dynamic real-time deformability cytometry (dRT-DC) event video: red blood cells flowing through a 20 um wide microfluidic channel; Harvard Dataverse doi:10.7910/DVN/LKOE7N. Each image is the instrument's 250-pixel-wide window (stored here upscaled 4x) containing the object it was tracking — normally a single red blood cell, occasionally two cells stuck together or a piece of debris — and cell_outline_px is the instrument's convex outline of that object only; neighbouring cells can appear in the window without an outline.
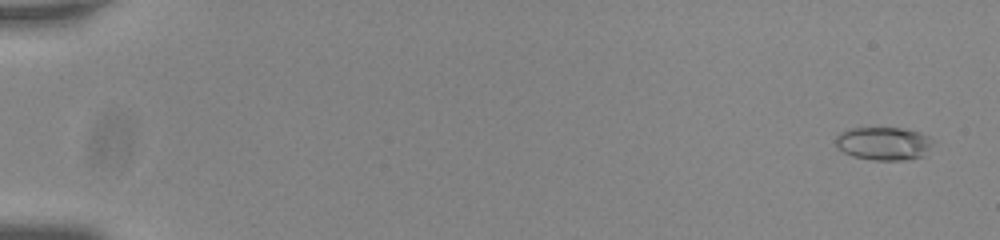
{"species": "common noctule bat (a hibernating species)", "species_latin": "Nyctalus noctula", "temperature_condition": "room temperature", "stored_images_in_passage": 57, "camera_frame_rate_fps": 3000, "um_per_image_px": 0.085, "animal": {"sex": "male", "body_mass_g": 20.0, "forearm_length_mm": 53.3}, "frame": {"image": 1, "passage_image": 3, "time_ms": 0.667, "image_size_px": [1000, 240], "cell_outline_px": [[928, 144], [924, 156], [904, 160], [872, 160], [852, 156], [844, 152], [836, 144], [836, 136], [840, 132], [852, 128], [900, 128], [920, 132], [928, 136]], "centroid_in_image_um": [75.04, 12.2], "position_along_channel_um": 10.0, "area_um2": 18.38}}
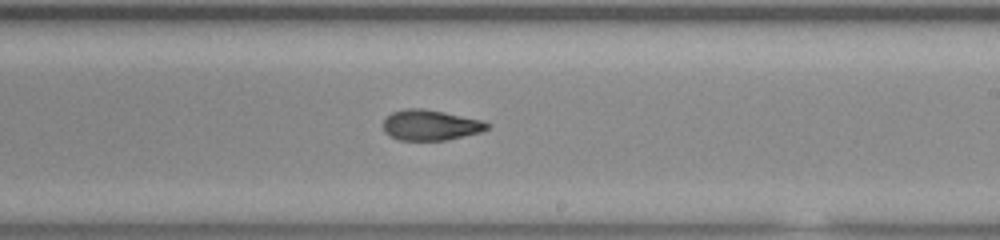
{"frame": {"image": 2, "passage_image": 36, "time_ms": 11.667, "image_size_px": [1000, 240], "cell_outline_px": [[492, 124], [488, 128], [480, 132], [444, 140], [400, 140], [384, 132], [384, 120], [392, 112], [404, 108], [424, 108], [444, 112], [480, 120]], "centroid_in_image_um": [36.58, 10.62], "position_along_channel_um": 252.4, "area_um2": 18.26}}
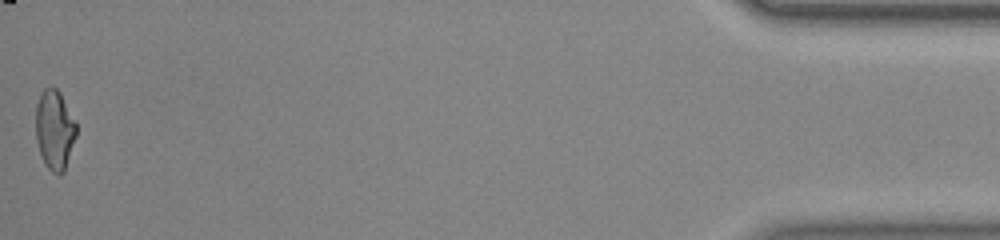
{"frame": {"image": 3, "passage_image": 57, "time_ms": 18.667, "image_size_px": [1000, 240], "cell_outline_px": [[76, 136], [64, 172], [60, 176], [52, 172], [48, 168], [40, 152], [36, 140], [36, 104], [44, 88], [52, 84], [60, 92], [76, 124]], "centroid_in_image_um": [4.64, 11.02], "position_along_channel_um": 430.6, "area_um2": 18.73}, "authors_computed_cell_mechanics": {"area_um2": 18.8428, "velocity_mm_per_s": 3.7699, "shape_relaxation_time_tau1_ms": null, "shape_relaxation_time_tau2_ms": 1.8802, "deformation_change_tau1": null, "deformation_change_tau2": 0.0869}}